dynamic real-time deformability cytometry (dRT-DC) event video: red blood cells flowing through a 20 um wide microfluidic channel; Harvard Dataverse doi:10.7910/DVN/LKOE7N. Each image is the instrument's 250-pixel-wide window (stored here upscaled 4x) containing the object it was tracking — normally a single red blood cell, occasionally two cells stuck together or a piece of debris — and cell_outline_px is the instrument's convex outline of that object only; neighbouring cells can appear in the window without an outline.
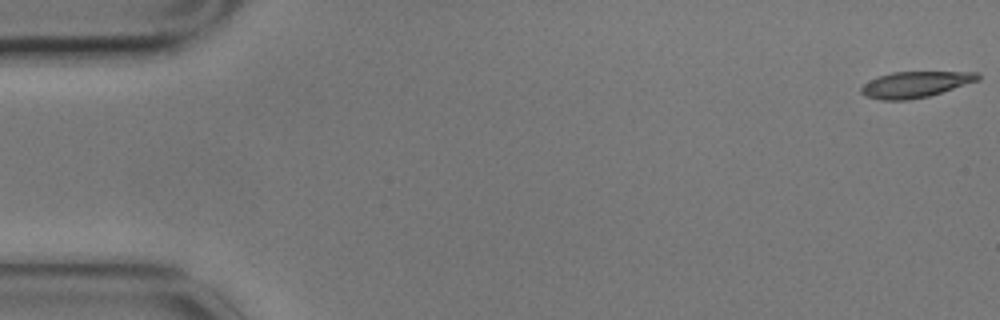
{"species": "common noctule bat (a hibernating species)", "species_latin": "Nyctalus noctula", "temperature_condition": "cold", "stored_images_in_passage": 57, "camera_frame_rate_fps": 3000, "um_per_image_px": 0.085, "animal": {"sex": "male", "body_mass_g": 17.9}, "frame": {"image": 1, "passage_image": 1, "time_ms": 0.0, "image_size_px": [1000, 320], "cell_outline_px": [[980, 80], [928, 96], [908, 100], [880, 100], [868, 96], [860, 92], [860, 88], [864, 84], [880, 76], [892, 72], [980, 72]], "centroid_in_image_um": [77.83, 7.17], "position_along_channel_um": 7.2, "area_um2": 17.46}}
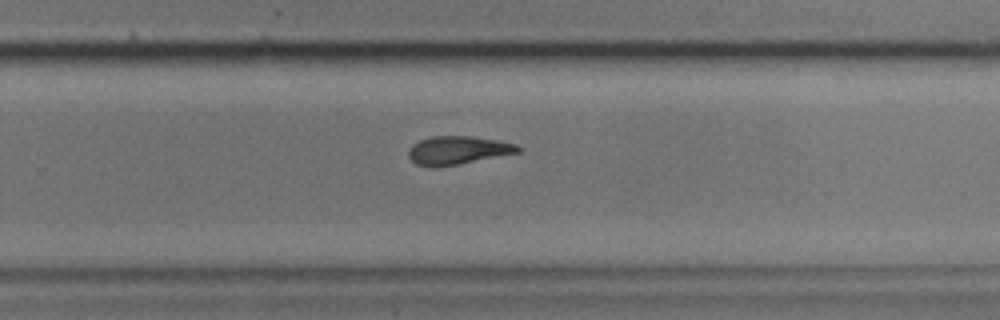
{"frame": {"image": 2, "passage_image": 37, "time_ms": 12.0, "image_size_px": [1000, 320], "cell_outline_px": [[520, 152], [460, 164], [416, 164], [408, 156], [408, 148], [412, 144], [420, 140], [432, 136], [472, 136], [496, 140], [516, 144], [520, 148]], "centroid_in_image_um": [38.94, 12.73], "position_along_channel_um": 290.9, "area_um2": 17.51}}
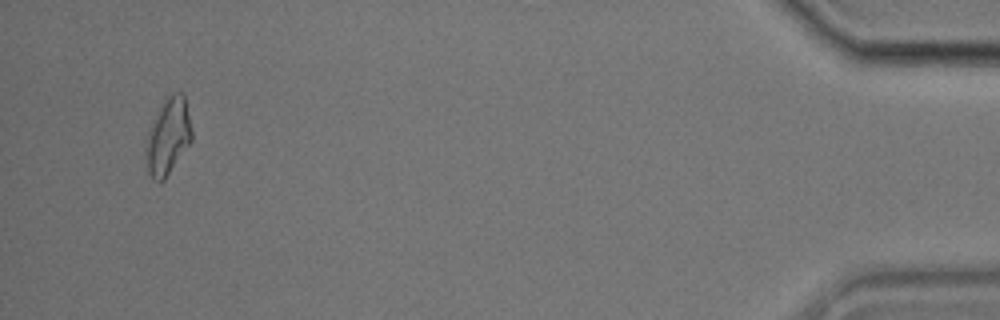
{"frame": {"image": 3, "passage_image": 55, "time_ms": 18.0, "image_size_px": [1000, 320], "cell_outline_px": [[192, 140], [164, 180], [160, 184], [152, 180], [148, 172], [144, 152], [148, 128], [164, 96], [172, 92], [180, 92], [184, 96], [192, 128]], "centroid_in_image_um": [14.24, 11.59], "position_along_channel_um": 421.0, "area_um2": 20.98}, "authors_computed_cell_mechanics": {"area_um2": 18.496, "velocity_mm_per_s": 3.4777, "shape_relaxation_time_tau1_ms": 10.0213, "shape_relaxation_time_tau2_ms": null, "deformation_change_tau1": 0.2536, "deformation_change_tau2": null}}